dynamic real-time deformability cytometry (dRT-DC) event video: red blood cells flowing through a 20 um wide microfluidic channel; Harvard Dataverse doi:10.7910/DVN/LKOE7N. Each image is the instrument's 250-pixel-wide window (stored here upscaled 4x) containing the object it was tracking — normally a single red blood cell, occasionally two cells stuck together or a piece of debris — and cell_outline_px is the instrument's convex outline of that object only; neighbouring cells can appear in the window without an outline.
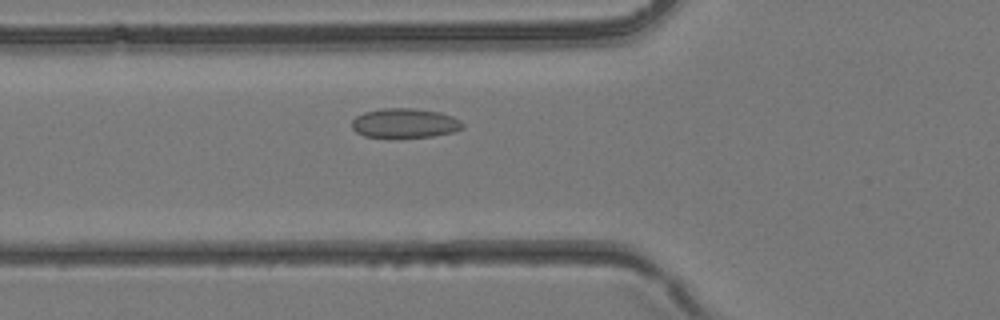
{"species": "common noctule bat (a hibernating species)", "species_latin": "Nyctalus noctula", "temperature_condition": "room temperature", "stored_images_in_passage": 29, "camera_frame_rate_fps": 3000, "um_per_image_px": 0.085, "animal": {"sex": "female", "body_mass_g": 24.6, "forearm_length_mm": 56.2}, "frame": {"image": 1, "passage_image": 5, "time_ms": 1.333, "image_size_px": [1000, 320], "cell_outline_px": [[464, 128], [452, 132], [432, 136], [364, 136], [356, 132], [352, 128], [352, 120], [356, 116], [364, 112], [380, 108], [412, 108], [440, 112], [452, 116], [460, 120], [464, 124]], "centroid_in_image_um": [34.41, 10.44], "position_along_channel_um": 91.4, "area_um2": 18.79}}
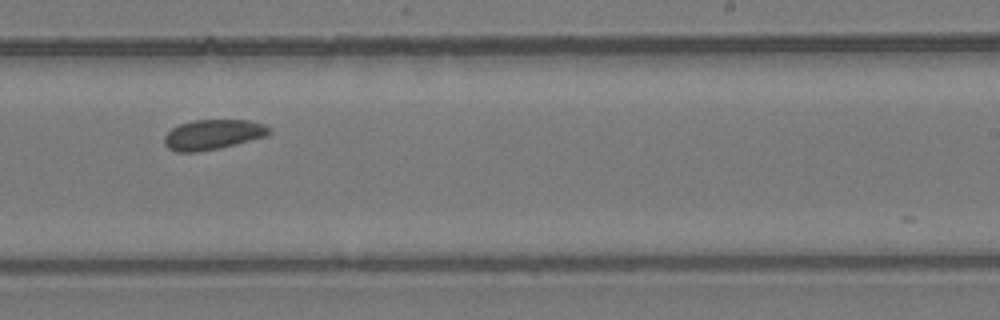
{"frame": {"image": 2, "passage_image": 15, "time_ms": 4.667, "image_size_px": [1000, 320], "cell_outline_px": [[272, 132], [268, 136], [220, 148], [196, 152], [176, 152], [168, 148], [164, 144], [164, 136], [172, 128], [180, 124], [192, 120], [248, 120], [264, 124], [272, 128]], "centroid_in_image_um": [18.12, 11.44], "position_along_channel_um": 270.9, "area_um2": 18.55}}
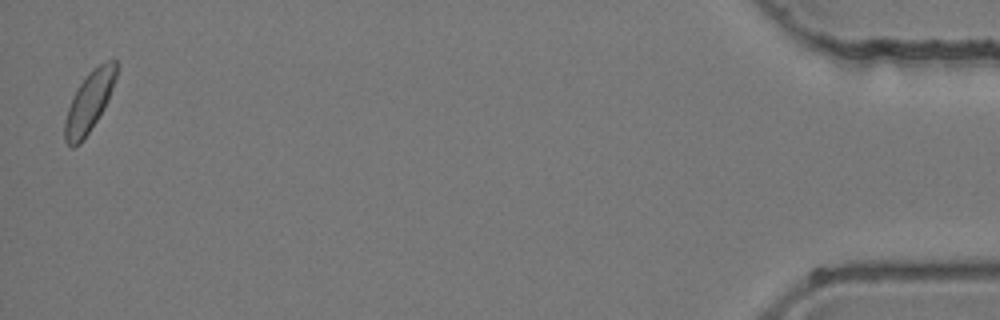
{"frame": {"image": 3, "passage_image": 29, "time_ms": 9.333, "image_size_px": [1000, 320], "cell_outline_px": [[116, 76], [108, 100], [104, 108], [84, 140], [80, 144], [72, 148], [64, 140], [64, 120], [72, 96], [76, 88], [88, 72], [92, 68], [108, 60], [116, 60]], "centroid_in_image_um": [7.55, 8.68], "position_along_channel_um": 427.7, "area_um2": 18.15}}